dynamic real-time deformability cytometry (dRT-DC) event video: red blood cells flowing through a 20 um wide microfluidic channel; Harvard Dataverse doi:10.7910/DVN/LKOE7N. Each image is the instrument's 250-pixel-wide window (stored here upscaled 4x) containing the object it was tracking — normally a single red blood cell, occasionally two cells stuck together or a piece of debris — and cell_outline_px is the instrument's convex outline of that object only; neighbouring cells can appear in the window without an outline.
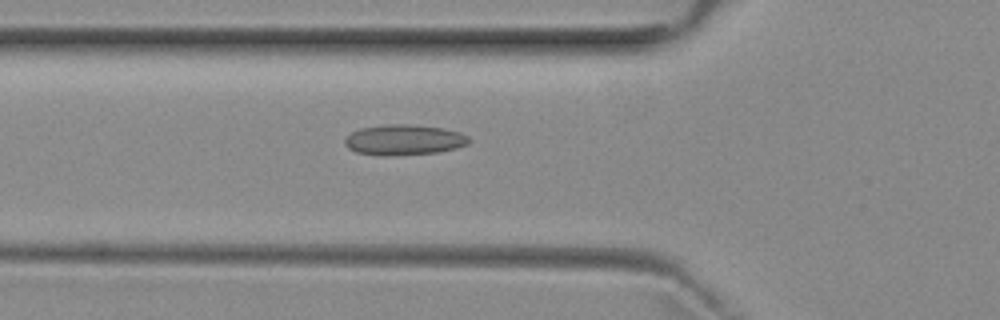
{"species": "common noctule bat (a hibernating species)", "species_latin": "Nyctalus noctula", "temperature_condition": "room temperature", "stored_images_in_passage": 5, "camera_frame_rate_fps": 3000, "um_per_image_px": 0.085, "animal": {"sex": "female", "body_mass_g": 29.2, "forearm_length_mm": 56.3}, "frame": {"image": 1, "passage_image": 5, "time_ms": 4.667, "image_size_px": [1000, 320], "cell_outline_px": [[472, 140], [468, 144], [456, 148], [436, 152], [392, 156], [380, 156], [356, 152], [348, 148], [344, 144], [344, 140], [352, 132], [360, 128], [388, 124], [408, 124], [444, 128], [460, 132], [468, 136]], "centroid_in_image_um": [34.35, 11.89], "position_along_channel_um": 91.5, "area_um2": 22.2}}